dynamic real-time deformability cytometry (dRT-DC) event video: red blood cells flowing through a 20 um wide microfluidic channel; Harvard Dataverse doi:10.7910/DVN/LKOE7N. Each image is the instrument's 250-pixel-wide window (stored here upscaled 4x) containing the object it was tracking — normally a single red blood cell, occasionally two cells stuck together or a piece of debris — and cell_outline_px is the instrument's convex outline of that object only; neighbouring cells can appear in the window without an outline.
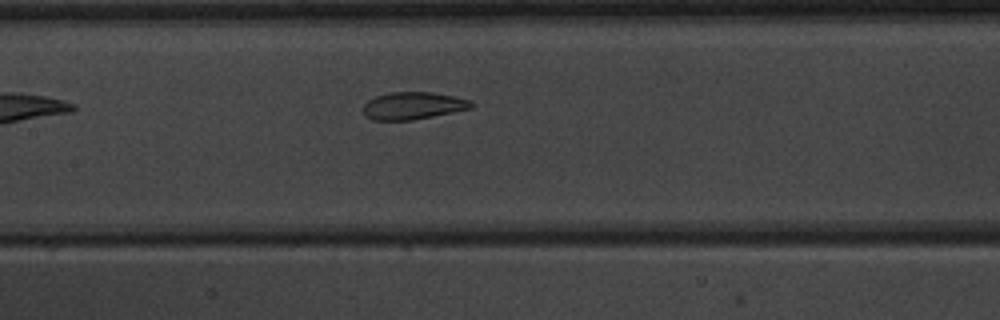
{"species": "common noctule bat (a hibernating species)", "species_latin": "Nyctalus noctula", "temperature_condition": "warm", "stored_images_in_passage": 10, "camera_frame_rate_fps": 3000, "um_per_image_px": 0.085, "animal": {"sex": "male", "body_mass_g": 20.1, "forearm_length_mm": 53.5}, "frame": {"image": 1, "passage_image": 10, "time_ms": 11.333, "image_size_px": [1000, 320], "cell_outline_px": [[476, 104], [472, 108], [412, 120], [372, 120], [364, 116], [360, 108], [368, 100], [376, 96], [388, 92], [432, 92], [472, 100]], "centroid_in_image_um": [35.07, 8.98], "position_along_channel_um": 172.3, "area_um2": 17.46}}